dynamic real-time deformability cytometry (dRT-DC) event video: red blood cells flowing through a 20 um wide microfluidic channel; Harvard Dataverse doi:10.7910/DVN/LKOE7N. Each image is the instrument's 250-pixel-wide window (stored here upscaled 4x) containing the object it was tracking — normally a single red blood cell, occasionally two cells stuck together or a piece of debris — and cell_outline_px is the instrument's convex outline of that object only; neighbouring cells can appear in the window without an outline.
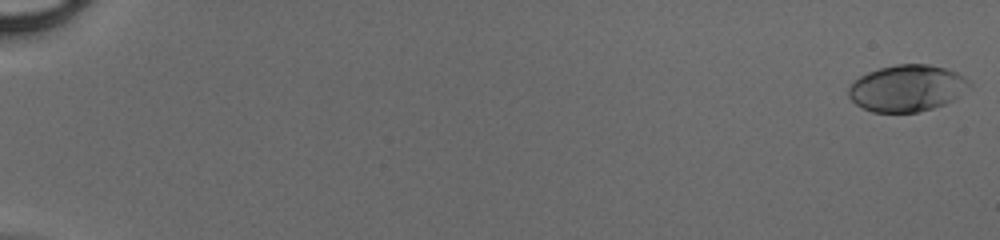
{"species": "human", "species_latin": "Homo sapiens", "temperature_condition": "cold", "stored_images_in_passage": 50, "camera_frame_rate_fps": 3000, "um_per_image_px": 0.085, "donor": {"sex": "male"}, "frame": {"image": 1, "passage_image": 1, "time_ms": 0.0, "image_size_px": [1000, 240], "cell_outline_px": [[972, 84], [956, 100], [932, 108], [916, 112], [872, 112], [856, 104], [848, 96], [848, 88], [860, 76], [868, 72], [880, 68], [896, 64], [928, 64], [948, 68], [964, 76]], "centroid_in_image_um": [77.13, 7.49], "position_along_channel_um": 7.9, "area_um2": 32.89}}
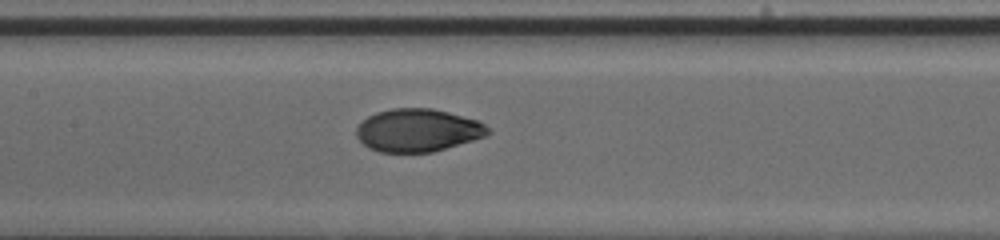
{"frame": {"image": 2, "passage_image": 27, "time_ms": 8.667, "image_size_px": [1000, 240], "cell_outline_px": [[492, 132], [484, 136], [472, 140], [432, 152], [380, 152], [368, 148], [356, 136], [356, 128], [368, 116], [376, 112], [392, 108], [432, 108], [448, 112], [476, 120], [484, 124]], "centroid_in_image_um": [35.48, 11.07], "position_along_channel_um": 171.9, "area_um2": 32.6}}
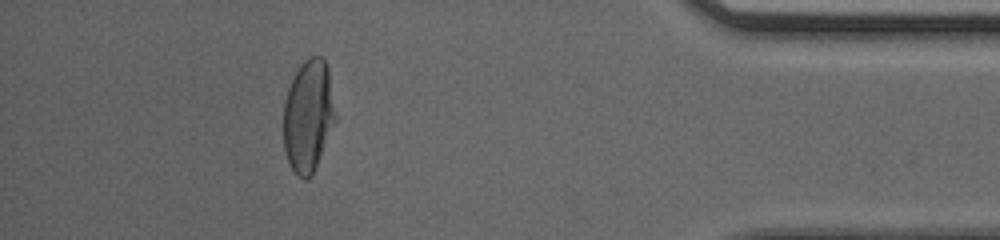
{"frame": {"image": 3, "passage_image": 46, "time_ms": 15.0, "image_size_px": [1000, 240], "cell_outline_px": [[336, 120], [312, 176], [308, 180], [304, 180], [292, 168], [288, 160], [284, 148], [284, 100], [288, 88], [300, 64], [304, 60], [312, 56], [320, 56], [324, 60], [328, 68]], "centroid_in_image_um": [26.2, 9.85], "position_along_channel_um": 409.0, "area_um2": 33.64}}